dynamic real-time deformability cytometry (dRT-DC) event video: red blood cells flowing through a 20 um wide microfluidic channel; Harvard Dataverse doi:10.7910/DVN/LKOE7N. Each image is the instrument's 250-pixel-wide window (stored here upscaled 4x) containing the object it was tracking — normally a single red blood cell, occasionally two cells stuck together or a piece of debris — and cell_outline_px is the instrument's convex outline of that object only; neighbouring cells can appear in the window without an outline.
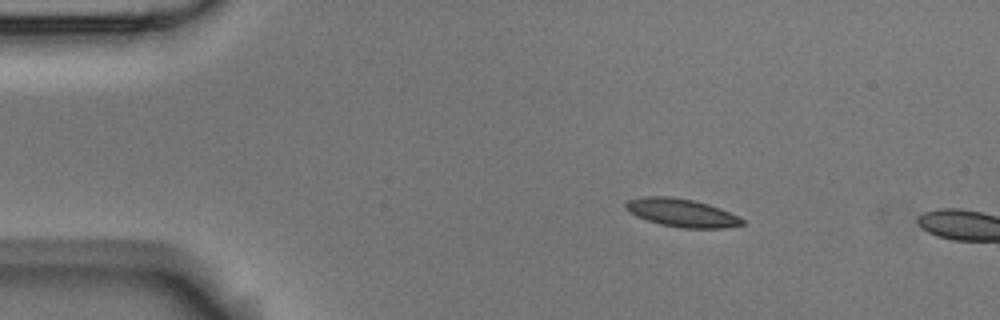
{"species": "Egyptian fruit bat (a non-hibernating species)", "species_latin": "Rousettus aegyptiacus", "temperature_condition": "room temperature", "stored_images_in_passage": 2, "camera_frame_rate_fps": 3000, "um_per_image_px": 0.085, "animal": {"sex": "male"}, "frame": {"image": 1, "passage_image": 1, "time_ms": 0.0, "image_size_px": [1000, 320], "cell_outline_px": [[744, 224], [724, 228], [680, 228], [660, 224], [636, 216], [628, 212], [624, 208], [624, 204], [628, 200], [644, 196], [668, 196], [692, 200], [708, 204], [720, 208], [744, 220]], "centroid_in_image_um": [57.89, 18.08], "position_along_channel_um": 27.1, "area_um2": 19.02}}